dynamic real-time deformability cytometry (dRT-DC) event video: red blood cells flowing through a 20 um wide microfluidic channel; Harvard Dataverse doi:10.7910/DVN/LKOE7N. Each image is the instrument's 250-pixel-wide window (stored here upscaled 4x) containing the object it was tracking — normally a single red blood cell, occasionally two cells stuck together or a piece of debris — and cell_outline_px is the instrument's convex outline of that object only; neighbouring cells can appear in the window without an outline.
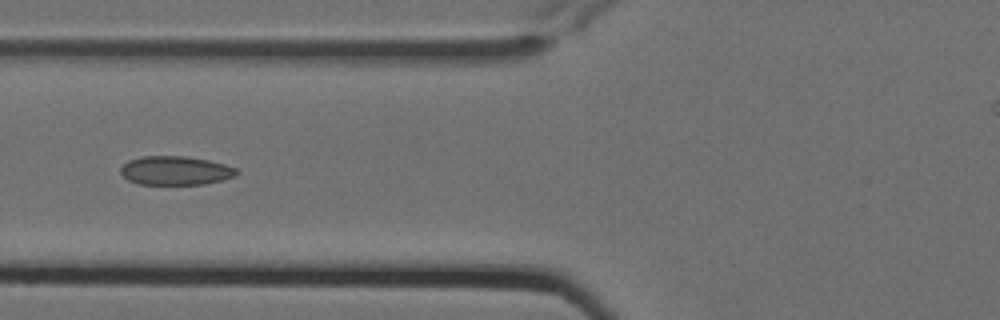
{"species": "Egyptian fruit bat (a non-hibernating species)", "species_latin": "Rousettus aegyptiacus", "temperature_condition": "cold", "stored_images_in_passage": 8, "camera_frame_rate_fps": 3000, "um_per_image_px": 0.085, "animal": {"sex": "female"}, "frame": {"image": 1, "passage_image": 7, "time_ms": 2.0, "image_size_px": [1000, 320], "cell_outline_px": [[240, 172], [236, 176], [224, 180], [204, 184], [140, 184], [128, 180], [120, 172], [120, 168], [128, 160], [144, 156], [184, 156], [208, 160], [224, 164], [236, 168]], "centroid_in_image_um": [14.94, 14.5], "position_along_channel_um": 110.9, "area_um2": 19.54}}
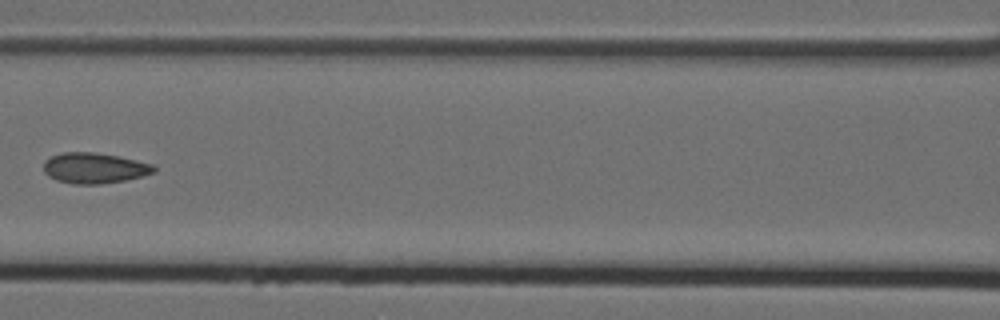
{"frame": {"image": 2, "passage_image": 8, "time_ms": 2.333, "image_size_px": [1000, 320], "cell_outline_px": [[156, 172], [124, 180], [100, 184], [72, 184], [56, 180], [48, 176], [44, 172], [44, 160], [52, 156], [64, 152], [92, 152], [116, 156], [136, 160], [152, 164], [156, 168]], "centroid_in_image_um": [7.99, 14.29], "position_along_channel_um": 158.6, "area_um2": 19.54}}